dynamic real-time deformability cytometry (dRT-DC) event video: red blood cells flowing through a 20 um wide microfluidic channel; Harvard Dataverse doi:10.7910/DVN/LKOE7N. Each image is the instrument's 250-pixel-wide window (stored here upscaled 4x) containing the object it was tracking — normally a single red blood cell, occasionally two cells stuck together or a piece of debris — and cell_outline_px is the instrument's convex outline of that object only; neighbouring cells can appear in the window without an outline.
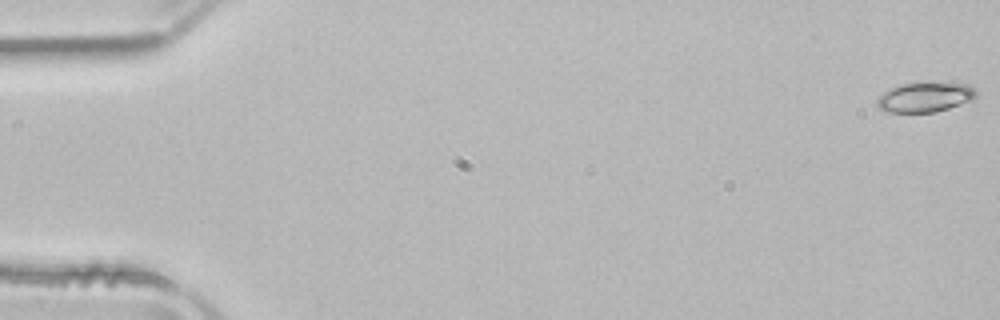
{"species": "common noctule bat (a hibernating species)", "species_latin": "Nyctalus noctula", "temperature_condition": "room temperature", "stored_images_in_passage": 52, "camera_frame_rate_fps": 3000, "um_per_image_px": 0.085, "animal": {"sex": "male", "body_mass_g": 21.5, "forearm_length_mm": 52.0}, "frame": {"image": 1, "passage_image": 1, "time_ms": 0.0, "image_size_px": [1000, 320], "cell_outline_px": [[976, 96], [972, 100], [936, 112], [884, 112], [876, 104], [876, 100], [884, 92], [900, 84], [968, 84], [976, 92]], "centroid_in_image_um": [78.59, 8.29], "position_along_channel_um": 6.4, "area_um2": 16.65}}
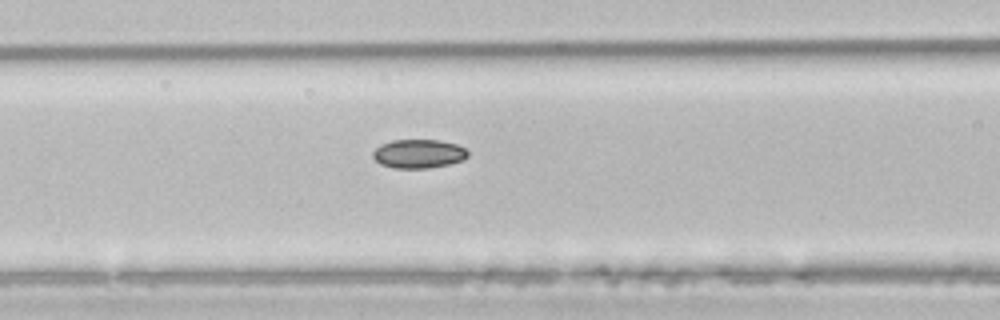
{"frame": {"image": 2, "passage_image": 22, "time_ms": 7.0, "image_size_px": [1000, 320], "cell_outline_px": [[468, 156], [460, 160], [448, 164], [428, 168], [392, 168], [380, 164], [372, 156], [372, 152], [380, 144], [392, 140], [440, 140], [456, 144], [464, 148], [468, 152]], "centroid_in_image_um": [35.54, 13.06], "position_along_channel_um": 131.1, "area_um2": 15.9}}
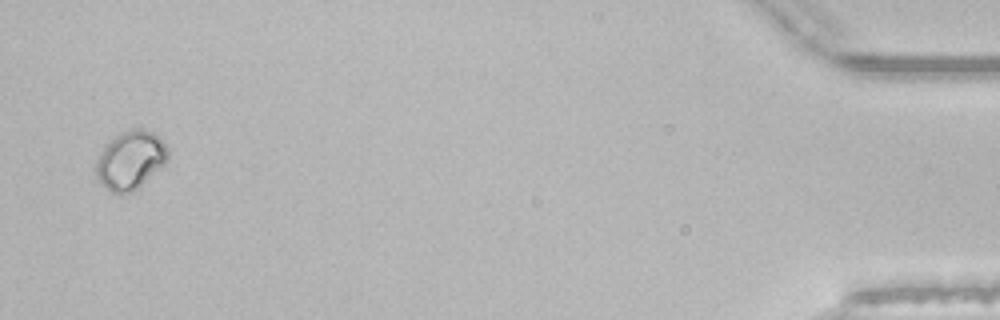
{"frame": {"image": 3, "passage_image": 51, "time_ms": 16.667, "image_size_px": [1000, 320], "cell_outline_px": [[168, 156], [136, 188], [128, 192], [112, 192], [104, 188], [96, 180], [96, 160], [104, 144], [112, 136], [128, 128], [140, 128], [152, 132], [168, 148]], "centroid_in_image_um": [10.97, 13.55], "position_along_channel_um": 424.2, "area_um2": 23.87}, "authors_computed_cell_mechanics": {"area_um2": 16.1551, "velocity_mm_per_s": 3.9303, "shape_relaxation_time_tau1_ms": 1.7579, "shape_relaxation_time_tau2_ms": null, "deformation_change_tau1": 0.025, "deformation_change_tau2": null}}